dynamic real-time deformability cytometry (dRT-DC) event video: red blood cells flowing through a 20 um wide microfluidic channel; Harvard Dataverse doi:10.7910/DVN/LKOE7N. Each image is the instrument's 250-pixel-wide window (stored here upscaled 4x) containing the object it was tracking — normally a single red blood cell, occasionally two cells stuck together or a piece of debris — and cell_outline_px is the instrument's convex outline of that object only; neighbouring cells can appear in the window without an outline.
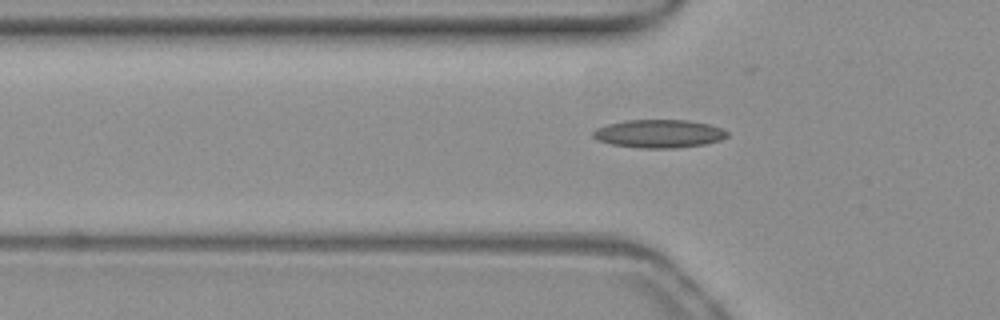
{"species": "common noctule bat (a hibernating species)", "species_latin": "Nyctalus noctula", "temperature_condition": "warm", "stored_images_in_passage": 36, "camera_frame_rate_fps": 3000, "um_per_image_px": 0.085, "animal": {"sex": "female", "body_mass_g": 19.3, "forearm_length_mm": 54.1}, "frame": {"image": 1, "passage_image": 5, "time_ms": 1.333, "image_size_px": [1000, 320], "cell_outline_px": [[728, 136], [720, 140], [704, 144], [676, 148], [640, 148], [612, 144], [596, 140], [592, 136], [592, 132], [596, 128], [608, 124], [624, 120], [688, 120], [708, 124], [720, 128], [728, 132]], "centroid_in_image_um": [55.98, 11.36], "position_along_channel_um": 69.8, "area_um2": 22.02}}
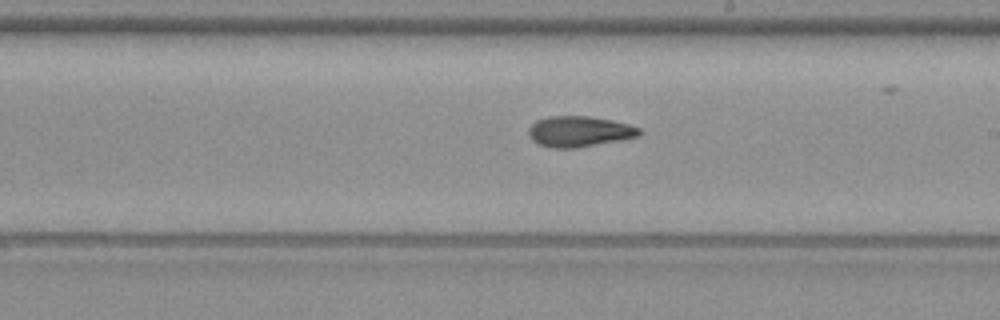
{"frame": {"image": 2, "passage_image": 18, "time_ms": 5.667, "image_size_px": [1000, 320], "cell_outline_px": [[644, 132], [640, 136], [620, 140], [576, 148], [552, 148], [540, 144], [532, 140], [528, 136], [528, 128], [536, 120], [548, 116], [588, 116], [612, 120], [628, 124], [640, 128]], "centroid_in_image_um": [49.24, 11.17], "position_along_channel_um": 239.8, "area_um2": 19.94}}
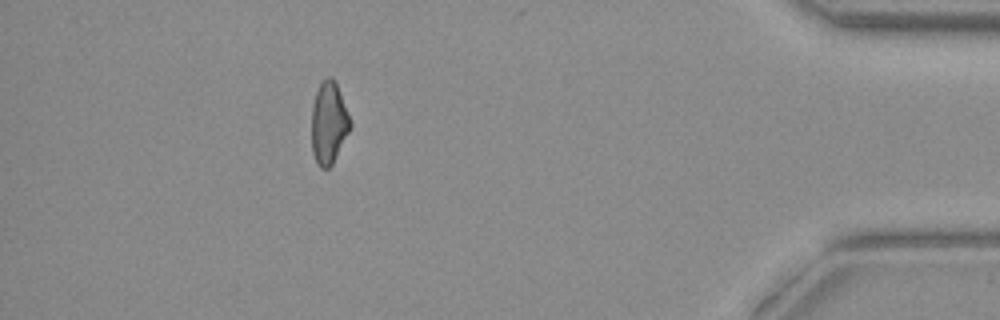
{"frame": {"image": 3, "passage_image": 35, "time_ms": 11.333, "image_size_px": [1000, 320], "cell_outline_px": [[352, 124], [332, 164], [328, 168], [320, 168], [316, 164], [312, 152], [312, 104], [316, 92], [320, 84], [328, 76], [332, 76], [336, 84]], "centroid_in_image_um": [27.92, 10.47], "position_along_channel_um": 407.3, "area_um2": 18.15}}